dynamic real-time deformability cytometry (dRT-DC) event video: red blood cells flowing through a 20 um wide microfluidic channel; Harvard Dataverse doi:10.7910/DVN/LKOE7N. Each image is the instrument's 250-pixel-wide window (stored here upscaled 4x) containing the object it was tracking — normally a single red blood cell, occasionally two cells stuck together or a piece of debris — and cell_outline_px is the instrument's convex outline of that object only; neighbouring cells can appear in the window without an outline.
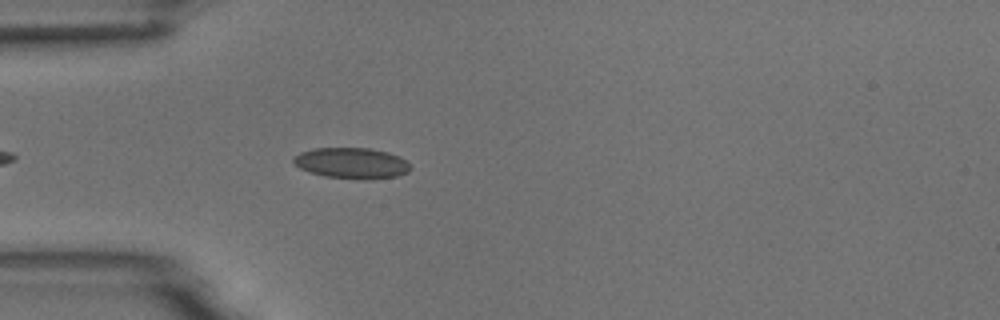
{"species": "common noctule bat (a hibernating species)", "species_latin": "Nyctalus noctula", "temperature_condition": "room temperature", "stored_images_in_passage": 44, "camera_frame_rate_fps": 3000, "um_per_image_px": 0.085, "animal": {"sex": "male", "body_mass_g": 18.8}, "frame": {"image": 1, "passage_image": 5, "time_ms": 1.333, "image_size_px": [1000, 320], "cell_outline_px": [[412, 168], [408, 172], [396, 176], [368, 180], [324, 176], [308, 172], [300, 168], [292, 160], [300, 152], [312, 148], [372, 148], [388, 152], [400, 156]], "centroid_in_image_um": [29.9, 13.86], "position_along_channel_um": 55.1, "area_um2": 21.1}}
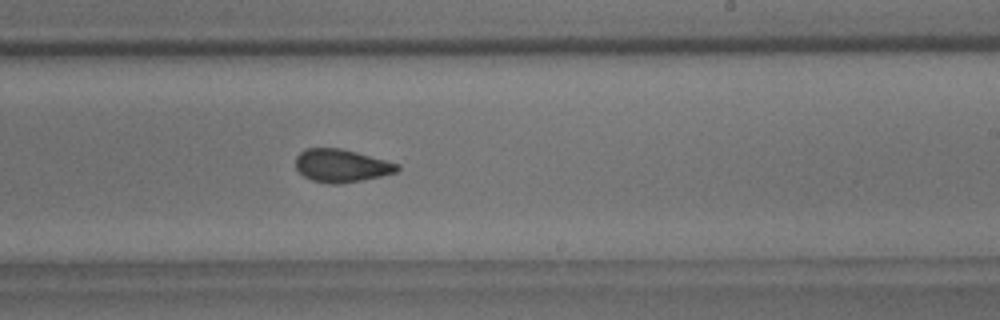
{"frame": {"image": 2, "passage_image": 22, "time_ms": 7.0, "image_size_px": [1000, 320], "cell_outline_px": [[400, 168], [396, 172], [380, 176], [360, 180], [336, 184], [332, 184], [312, 180], [304, 176], [296, 168], [296, 156], [304, 148], [340, 148], [356, 152], [400, 164]], "centroid_in_image_um": [29.0, 14.07], "position_along_channel_um": 260.0, "area_um2": 19.31}}
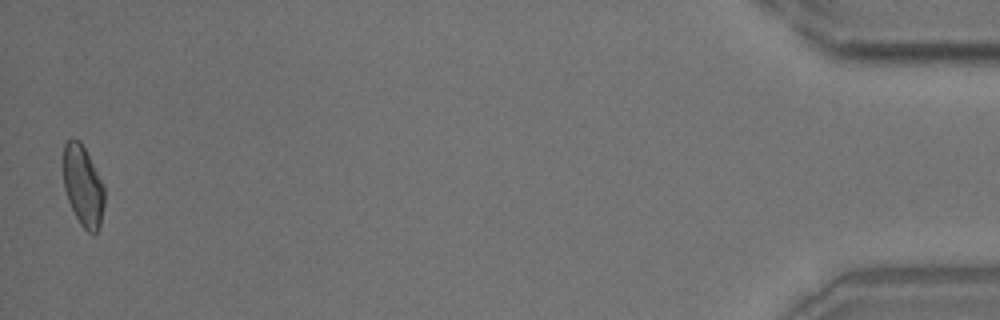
{"frame": {"image": 3, "passage_image": 43, "time_ms": 14.0, "image_size_px": [1000, 320], "cell_outline_px": [[104, 204], [100, 224], [96, 232], [92, 236], [80, 224], [68, 200], [64, 188], [64, 144], [68, 140], [80, 140], [104, 188]], "centroid_in_image_um": [7.05, 15.85], "position_along_channel_um": 428.1, "area_um2": 18.79}, "authors_computed_cell_mechanics": {"area_um2": 19.8832, "velocity_mm_per_s": 3.714, "shape_relaxation_time_tau1_ms": null, "shape_relaxation_time_tau2_ms": 1.4751, "deformation_change_tau1": null, "deformation_change_tau2": 0.0805}}